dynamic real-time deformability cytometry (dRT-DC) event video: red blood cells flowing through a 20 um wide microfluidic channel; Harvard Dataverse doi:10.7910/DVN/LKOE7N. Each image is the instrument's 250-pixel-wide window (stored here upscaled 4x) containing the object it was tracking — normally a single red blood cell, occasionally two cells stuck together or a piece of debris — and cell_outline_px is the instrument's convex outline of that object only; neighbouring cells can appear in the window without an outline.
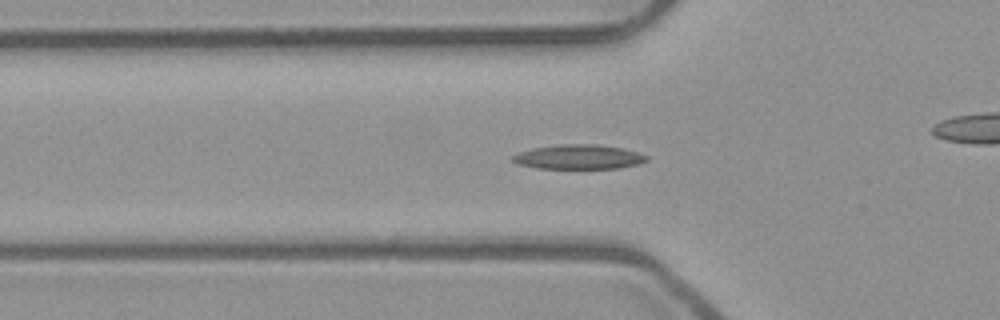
{"species": "common noctule bat (a hibernating species)", "species_latin": "Nyctalus noctula", "temperature_condition": "room temperature", "stored_images_in_passage": 54, "camera_frame_rate_fps": 3000, "um_per_image_px": 0.085, "animal": {"sex": "male", "body_mass_g": 23.1, "forearm_length_mm": 52.7}, "frame": {"image": 1, "passage_image": 18, "time_ms": 5.667, "image_size_px": [1000, 320], "cell_outline_px": [[648, 160], [636, 164], [620, 168], [536, 168], [520, 164], [512, 160], [512, 156], [520, 152], [532, 148], [560, 144], [596, 144], [624, 148], [648, 156]], "centroid_in_image_um": [49.2, 13.33], "position_along_channel_um": 76.6, "area_um2": 18.96}}
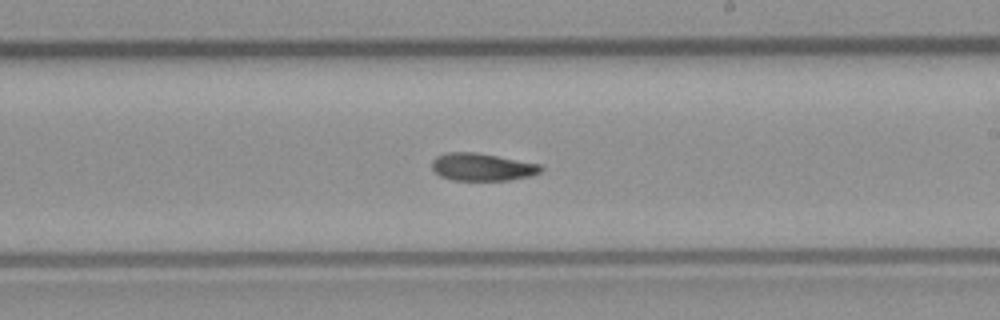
{"frame": {"image": 2, "passage_image": 31, "time_ms": 10.0, "image_size_px": [1000, 320], "cell_outline_px": [[544, 168], [540, 172], [528, 176], [508, 180], [452, 180], [440, 176], [432, 168], [432, 160], [436, 156], [448, 152], [476, 152], [540, 164]], "centroid_in_image_um": [40.96, 14.19], "position_along_channel_um": 248.0, "area_um2": 17.4}}
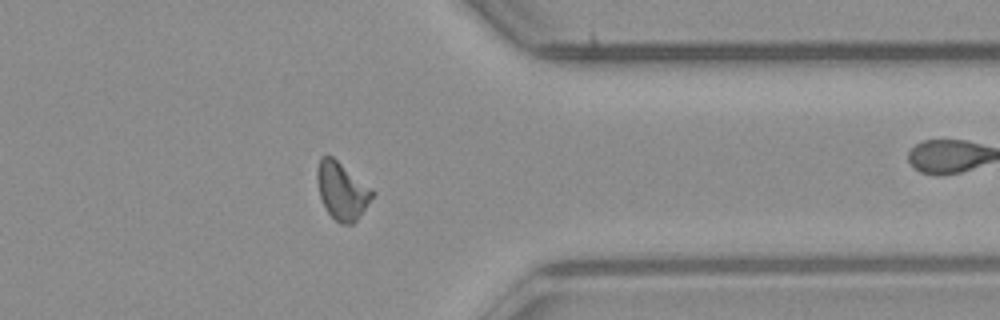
{"frame": {"image": 3, "passage_image": 42, "time_ms": 13.667, "image_size_px": [1000, 320], "cell_outline_px": [[376, 196], [356, 220], [352, 224], [340, 224], [324, 208], [320, 196], [316, 180], [316, 172], [320, 156], [332, 156], [372, 188], [376, 192]], "centroid_in_image_um": [29.08, 16.22], "position_along_channel_um": 382.3, "area_um2": 18.67}, "authors_computed_cell_mechanics": {"area_um2": 17.8024, "velocity_mm_per_s": 3.922, "shape_relaxation_time_tau1_ms": 9.1717, "shape_relaxation_time_tau2_ms": null, "deformation_change_tau1": 0.2175, "deformation_change_tau2": null}}